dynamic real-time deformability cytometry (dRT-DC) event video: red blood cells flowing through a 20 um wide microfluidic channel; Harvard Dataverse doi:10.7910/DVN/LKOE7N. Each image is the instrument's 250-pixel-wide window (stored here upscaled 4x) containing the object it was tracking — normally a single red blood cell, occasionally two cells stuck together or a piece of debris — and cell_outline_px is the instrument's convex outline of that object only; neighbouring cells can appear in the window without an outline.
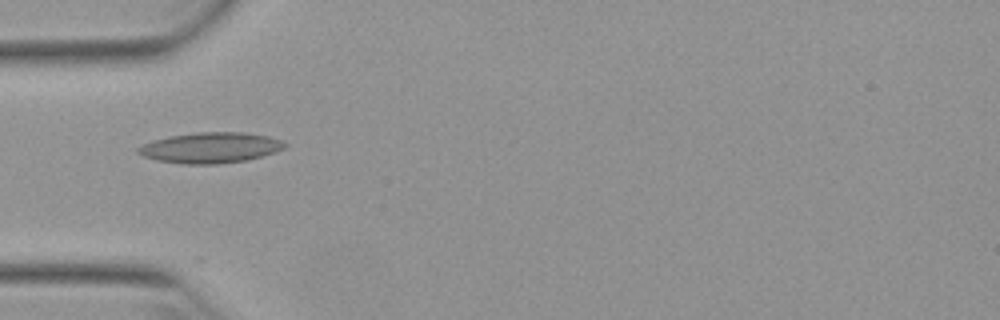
{"species": "Egyptian fruit bat (a non-hibernating species)", "species_latin": "Rousettus aegyptiacus", "temperature_condition": "warm", "stored_images_in_passage": 18, "camera_frame_rate_fps": 3000, "um_per_image_px": 0.085, "animal": {"sex": "female"}, "frame": {"image": 1, "passage_image": 1, "time_ms": 0.0, "image_size_px": [1000, 320], "cell_outline_px": [[288, 144], [284, 148], [276, 152], [244, 160], [216, 164], [184, 164], [156, 160], [144, 156], [136, 152], [136, 148], [152, 140], [168, 136], [196, 132], [244, 132], [268, 136], [284, 140]], "centroid_in_image_um": [17.89, 12.54], "position_along_channel_um": 67.1, "area_um2": 26.24}}
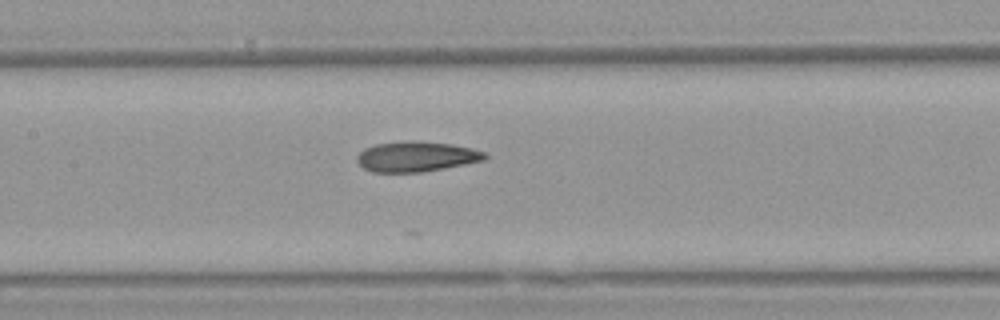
{"frame": {"image": 2, "passage_image": 9, "time_ms": 2.667, "image_size_px": [1000, 320], "cell_outline_px": [[488, 156], [484, 160], [444, 168], [420, 172], [372, 172], [364, 168], [356, 160], [356, 156], [364, 148], [376, 144], [412, 140], [416, 140], [452, 144], [472, 148], [484, 152]], "centroid_in_image_um": [35.37, 13.3], "position_along_channel_um": 172.0, "area_um2": 22.48}}
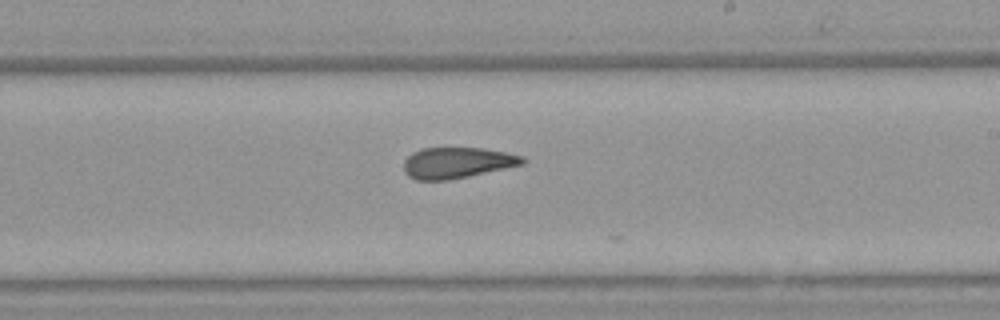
{"frame": {"image": 3, "passage_image": 15, "time_ms": 4.667, "image_size_px": [1000, 320], "cell_outline_px": [[528, 160], [524, 164], [468, 176], [448, 180], [416, 180], [408, 176], [404, 172], [404, 160], [412, 152], [420, 148], [484, 148], [524, 156]], "centroid_in_image_um": [38.85, 13.83], "position_along_channel_um": 250.2, "area_um2": 21.5}}